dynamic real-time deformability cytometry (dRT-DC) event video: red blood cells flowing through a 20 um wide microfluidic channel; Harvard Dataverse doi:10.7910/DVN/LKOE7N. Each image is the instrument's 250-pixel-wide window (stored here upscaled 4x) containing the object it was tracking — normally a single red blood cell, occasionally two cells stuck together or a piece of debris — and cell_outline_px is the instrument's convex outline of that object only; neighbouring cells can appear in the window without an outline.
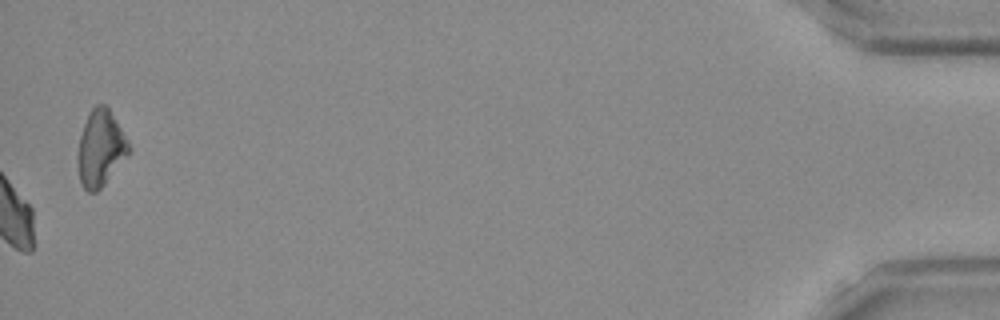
{"species": "Egyptian fruit bat (a non-hibernating species)", "species_latin": "Rousettus aegyptiacus", "temperature_condition": "room temperature", "stored_images_in_passage": 38, "camera_frame_rate_fps": 3000, "um_per_image_px": 0.085, "frame": {"image": 1, "passage_image": 38, "time_ms": 12.333, "image_size_px": [1000, 320], "cell_outline_px": [[132, 148], [104, 184], [96, 192], [88, 192], [84, 188], [80, 180], [76, 160], [76, 156], [80, 136], [84, 124], [92, 108], [96, 104], [104, 104], [108, 108], [128, 140]], "centroid_in_image_um": [8.52, 12.61], "position_along_channel_um": 426.7, "area_um2": 22.37}, "authors_computed_cell_mechanics": {"area_um2": 22.1085, "velocity_mm_per_s": 3.9261, "shape_relaxation_time_tau1_ms": 4.9459, "shape_relaxation_time_tau2_ms": 2.5536, "deformation_change_tau1": 0.0961, "deformation_change_tau2": 0.0505}}